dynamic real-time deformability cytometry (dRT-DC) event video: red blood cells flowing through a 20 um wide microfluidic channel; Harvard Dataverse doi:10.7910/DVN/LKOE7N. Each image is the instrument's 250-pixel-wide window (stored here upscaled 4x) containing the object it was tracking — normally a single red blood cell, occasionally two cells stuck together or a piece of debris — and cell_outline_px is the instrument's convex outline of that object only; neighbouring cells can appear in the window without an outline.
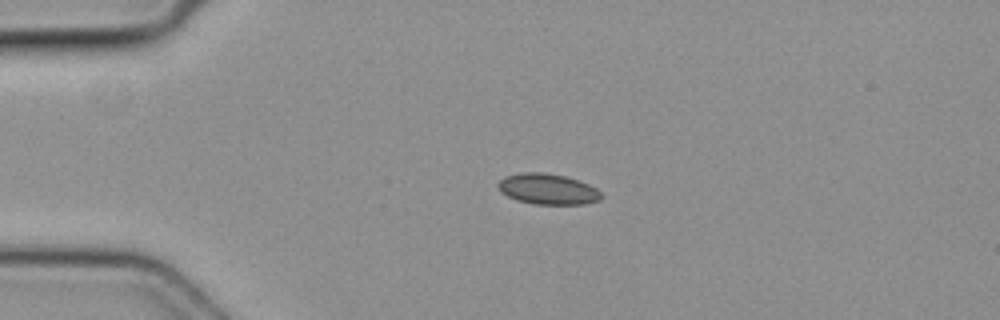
{"species": "common noctule bat (a hibernating species)", "species_latin": "Nyctalus noctula", "temperature_condition": "cold", "stored_images_in_passage": 4, "segment_of_instrument_passage": [1, 2], "camera_frame_rate_fps": 3000, "um_per_image_px": 0.085, "animal": {"sex": "female", "body_mass_g": 19.3, "forearm_length_mm": 54.1}, "frame": {"image": 1, "passage_image": 3, "time_ms": 0.667, "image_size_px": [1000, 320], "cell_outline_px": [[604, 196], [600, 200], [584, 204], [536, 204], [516, 200], [500, 192], [496, 184], [504, 176], [524, 172], [544, 172], [564, 176], [588, 184], [596, 188]], "centroid_in_image_um": [46.54, 16.07], "position_along_channel_um": 38.5, "area_um2": 18.5}}